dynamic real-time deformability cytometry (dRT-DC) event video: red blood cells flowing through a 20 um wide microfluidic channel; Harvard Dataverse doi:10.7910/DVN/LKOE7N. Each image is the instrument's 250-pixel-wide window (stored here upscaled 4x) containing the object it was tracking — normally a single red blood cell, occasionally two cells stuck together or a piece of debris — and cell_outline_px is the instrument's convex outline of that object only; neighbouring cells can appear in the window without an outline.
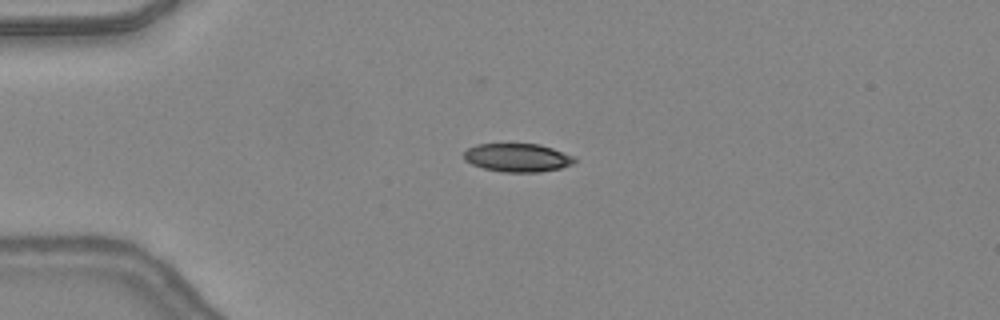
{"species": "common noctule bat (a hibernating species)", "species_latin": "Nyctalus noctula", "temperature_condition": "warm", "stored_images_in_passage": 38, "camera_frame_rate_fps": 3000, "um_per_image_px": 0.085, "animal": {"sex": "female", "body_mass_g": 24.6, "forearm_length_mm": 56.2}, "frame": {"image": 1, "passage_image": 3, "time_ms": 0.667, "image_size_px": [1000, 320], "cell_outline_px": [[576, 160], [572, 164], [560, 168], [540, 172], [504, 172], [484, 168], [472, 164], [464, 160], [464, 152], [468, 148], [476, 144], [540, 144], [576, 156]], "centroid_in_image_um": [44.0, 13.4], "position_along_channel_um": 41.0, "area_um2": 18.32}}
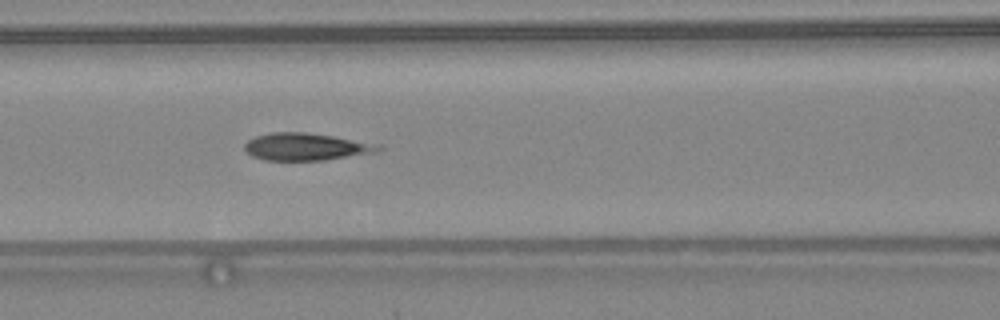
{"frame": {"image": 2, "passage_image": 12, "time_ms": 3.667, "image_size_px": [1000, 320], "cell_outline_px": [[384, 148], [376, 152], [324, 160], [264, 160], [252, 156], [244, 148], [244, 144], [248, 140], [256, 136], [272, 132], [304, 132], [332, 136], [384, 144]], "centroid_in_image_um": [26.05, 12.47], "position_along_channel_um": 140.5, "area_um2": 21.33}}
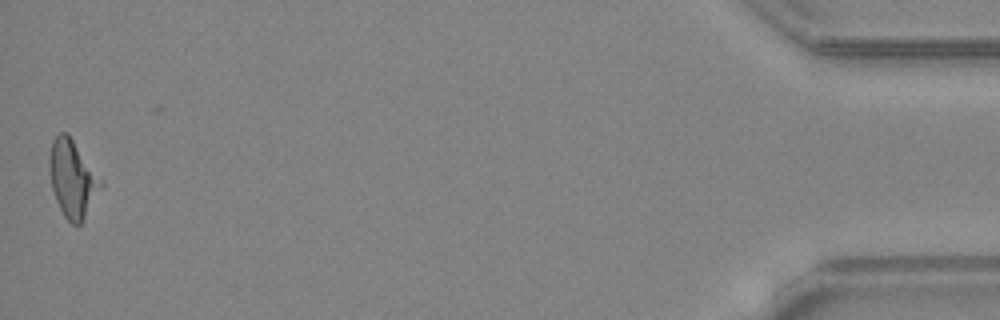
{"frame": {"image": 3, "passage_image": 38, "time_ms": 12.333, "image_size_px": [1000, 320], "cell_outline_px": [[104, 188], [84, 220], [80, 224], [72, 224], [64, 216], [56, 200], [52, 188], [48, 164], [48, 160], [52, 140], [60, 132], [68, 132], [104, 184]], "centroid_in_image_um": [6.18, 15.21], "position_along_channel_um": 429.0, "area_um2": 23.35}}